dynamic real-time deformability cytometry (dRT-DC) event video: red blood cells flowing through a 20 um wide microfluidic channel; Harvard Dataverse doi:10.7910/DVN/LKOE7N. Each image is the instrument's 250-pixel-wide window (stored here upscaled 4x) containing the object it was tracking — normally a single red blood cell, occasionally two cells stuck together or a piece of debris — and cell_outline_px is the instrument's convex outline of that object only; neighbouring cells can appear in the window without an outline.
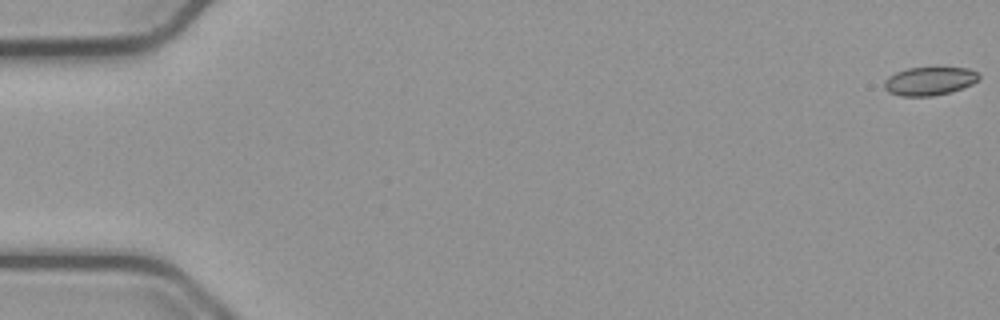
{"species": "common noctule bat (a hibernating species)", "species_latin": "Nyctalus noctula", "temperature_condition": "cold", "stored_images_in_passage": 54, "camera_frame_rate_fps": 3000, "um_per_image_px": 0.085, "animal": {"sex": "male", "body_mass_g": 23.1, "forearm_length_mm": 52.7}, "frame": {"image": 1, "passage_image": 1, "time_ms": 0.0, "image_size_px": [1000, 320], "cell_outline_px": [[980, 80], [972, 84], [952, 92], [932, 96], [900, 96], [888, 92], [884, 88], [884, 80], [888, 76], [896, 72], [908, 68], [968, 68], [976, 72], [980, 76]], "centroid_in_image_um": [79.0, 6.9], "position_along_channel_um": 6.0, "area_um2": 15.72}}
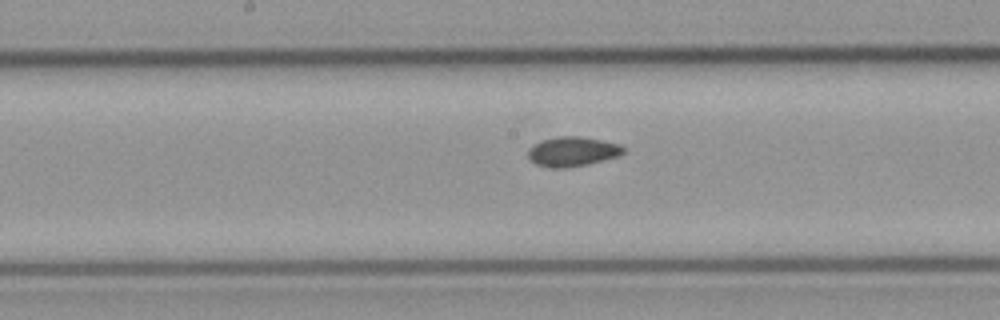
{"frame": {"image": 2, "passage_image": 29, "time_ms": 9.333, "image_size_px": [1000, 320], "cell_outline_px": [[628, 148], [620, 156], [588, 164], [564, 168], [552, 168], [536, 164], [528, 156], [528, 148], [544, 140], [556, 136], [580, 136], [620, 144]], "centroid_in_image_um": [48.71, 12.88], "position_along_channel_um": 199.5, "area_um2": 16.47}}
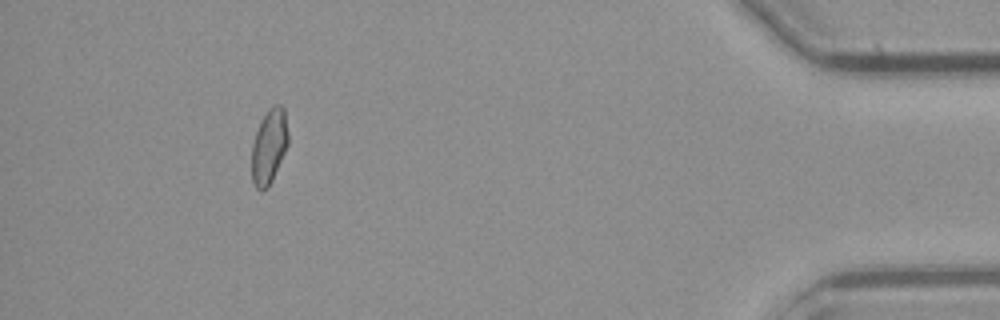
{"frame": {"image": 3, "passage_image": 51, "time_ms": 16.667, "image_size_px": [1000, 320], "cell_outline_px": [[288, 144], [272, 180], [260, 192], [256, 188], [252, 180], [252, 144], [260, 120], [268, 108], [272, 104], [280, 104], [284, 108], [288, 132]], "centroid_in_image_um": [22.87, 12.38], "position_along_channel_um": 412.3, "area_um2": 15.84}, "authors_computed_cell_mechanics": {"area_um2": 15.9817, "velocity_mm_per_s": 3.7748, "shape_relaxation_time_tau1_ms": null, "shape_relaxation_time_tau2_ms": 3.2038, "deformation_change_tau1": null, "deformation_change_tau2": 0.056}}